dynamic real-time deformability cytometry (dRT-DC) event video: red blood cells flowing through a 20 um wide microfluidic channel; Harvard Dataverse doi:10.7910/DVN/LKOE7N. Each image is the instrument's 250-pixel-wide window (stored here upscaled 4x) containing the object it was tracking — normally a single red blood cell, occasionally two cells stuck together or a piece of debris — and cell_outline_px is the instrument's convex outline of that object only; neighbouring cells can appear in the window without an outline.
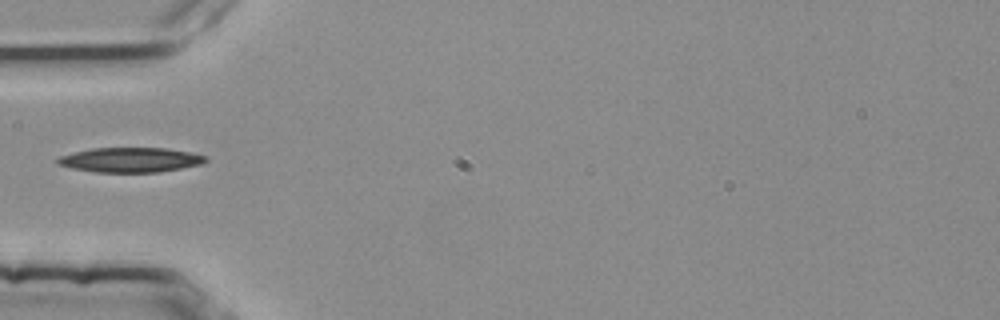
{"species": "common noctule bat (a hibernating species)", "species_latin": "Nyctalus noctula", "temperature_condition": "room temperature", "stored_images_in_passage": 37, "camera_frame_rate_fps": 3000, "um_per_image_px": 0.085, "animal": {"sex": "female", "body_mass_g": 25.1}, "frame": {"image": 1, "passage_image": 1, "time_ms": 0.0, "image_size_px": [1000, 320], "cell_outline_px": [[208, 160], [200, 164], [160, 172], [96, 172], [72, 168], [56, 164], [56, 160], [60, 156], [92, 148], [164, 148], [188, 152], [208, 156]], "centroid_in_image_um": [11.08, 13.59], "position_along_channel_um": 73.9, "area_um2": 21.15}}
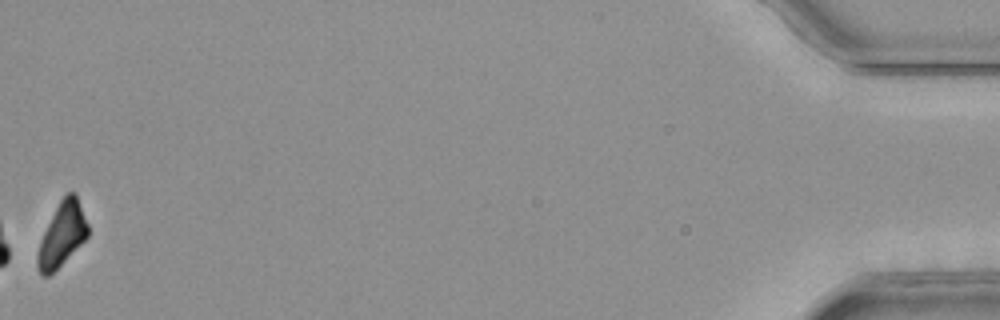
{"frame": {"image": 2, "passage_image": 37, "time_ms": 12.0, "image_size_px": [1000, 320], "cell_outline_px": [[88, 236], [48, 276], [44, 276], [36, 268], [36, 256], [40, 240], [60, 200], [68, 192], [76, 192], [88, 224]], "centroid_in_image_um": [5.26, 19.91], "position_along_channel_um": 429.9, "area_um2": 18.26}}